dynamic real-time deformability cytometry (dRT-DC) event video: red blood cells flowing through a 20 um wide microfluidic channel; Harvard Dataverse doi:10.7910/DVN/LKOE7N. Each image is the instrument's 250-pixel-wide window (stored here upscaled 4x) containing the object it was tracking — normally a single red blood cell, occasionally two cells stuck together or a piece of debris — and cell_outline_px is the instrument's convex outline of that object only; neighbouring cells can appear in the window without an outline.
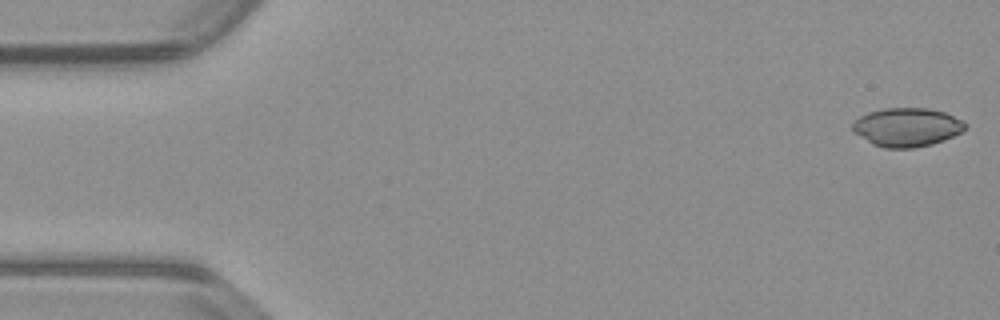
{"species": "common noctule bat (a hibernating species)", "species_latin": "Nyctalus noctula", "temperature_condition": "warm", "stored_images_in_passage": 53, "camera_frame_rate_fps": 3000, "um_per_image_px": 0.085, "animal": {"sex": "male", "body_mass_g": 23.1, "forearm_length_mm": 52.7}, "frame": {"image": 1, "passage_image": 1, "time_ms": 0.0, "image_size_px": [1000, 320], "cell_outline_px": [[968, 128], [944, 140], [932, 144], [912, 148], [884, 148], [872, 144], [852, 132], [852, 124], [860, 116], [868, 112], [884, 108], [928, 108], [944, 112], [964, 120], [968, 124]], "centroid_in_image_um": [77.1, 10.81], "position_along_channel_um": 7.9, "area_um2": 25.61}}
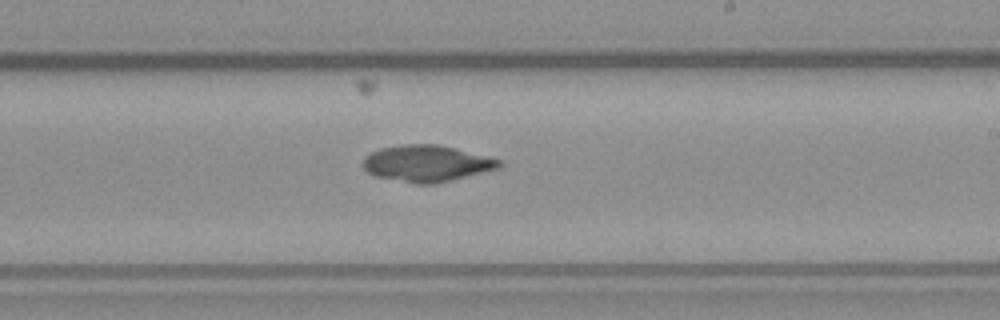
{"frame": {"image": 2, "passage_image": 31, "time_ms": 10.0, "image_size_px": [1000, 320], "cell_outline_px": [[504, 164], [500, 168], [436, 184], [416, 184], [376, 176], [368, 172], [364, 168], [364, 156], [380, 148], [404, 144], [436, 144], [504, 160]], "centroid_in_image_um": [36.31, 13.9], "position_along_channel_um": 252.7, "area_um2": 28.9}}
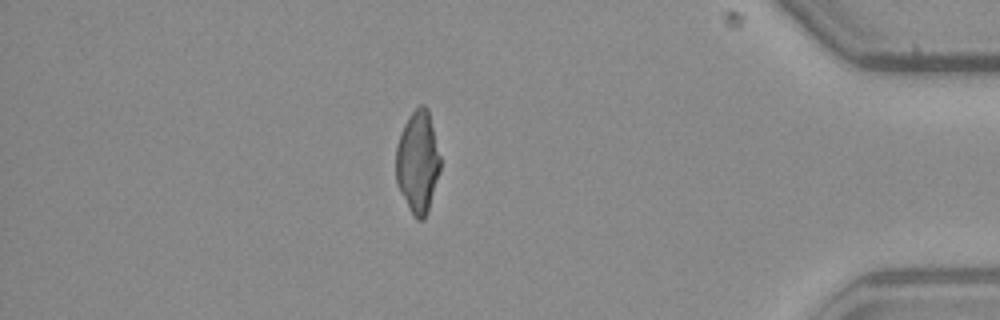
{"frame": {"image": 3, "passage_image": 46, "time_ms": 15.0, "image_size_px": [1000, 320], "cell_outline_px": [[440, 172], [428, 212], [424, 220], [416, 220], [408, 208], [396, 184], [396, 144], [400, 132], [408, 116], [420, 104], [424, 104], [428, 108], [440, 156]], "centroid_in_image_um": [35.5, 13.79], "position_along_channel_um": 399.7, "area_um2": 26.76}, "authors_computed_cell_mechanics": {"area_um2": 28.2064, "velocity_mm_per_s": 3.8193, "shape_relaxation_time_tau1_ms": null, "shape_relaxation_time_tau2_ms": 4.1948, "deformation_change_tau1": null, "deformation_change_tau2": 0.0636}}